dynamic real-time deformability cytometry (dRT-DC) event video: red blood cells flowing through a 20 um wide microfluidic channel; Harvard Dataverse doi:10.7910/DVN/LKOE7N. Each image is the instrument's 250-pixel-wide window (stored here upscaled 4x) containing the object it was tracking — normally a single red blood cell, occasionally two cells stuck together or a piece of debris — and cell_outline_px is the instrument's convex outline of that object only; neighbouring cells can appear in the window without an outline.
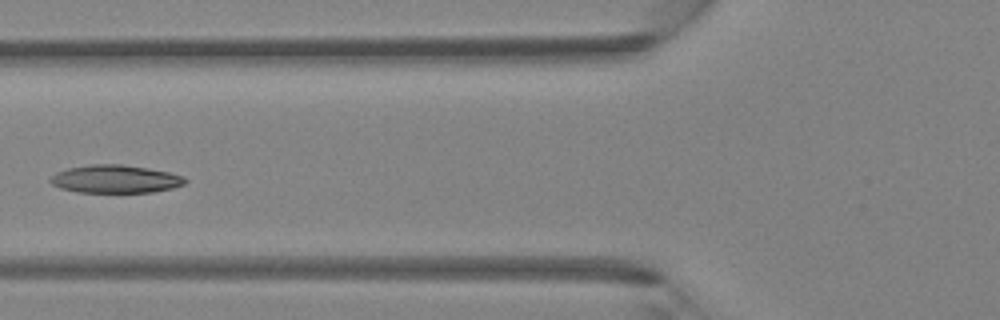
{"species": "Egyptian fruit bat (a non-hibernating species)", "species_latin": "Rousettus aegyptiacus", "temperature_condition": "room temperature", "stored_images_in_passage": 6, "camera_frame_rate_fps": 3000, "um_per_image_px": 0.085, "animal": {"sex": "female"}, "frame": {"image": 1, "passage_image": 6, "time_ms": 1.667, "image_size_px": [1000, 320], "cell_outline_px": [[188, 180], [184, 184], [172, 188], [152, 192], [76, 192], [60, 188], [52, 184], [48, 180], [56, 172], [68, 168], [92, 164], [120, 164], [148, 168], [168, 172], [184, 176]], "centroid_in_image_um": [9.8, 15.22], "position_along_channel_um": 116.0, "area_um2": 21.96}}